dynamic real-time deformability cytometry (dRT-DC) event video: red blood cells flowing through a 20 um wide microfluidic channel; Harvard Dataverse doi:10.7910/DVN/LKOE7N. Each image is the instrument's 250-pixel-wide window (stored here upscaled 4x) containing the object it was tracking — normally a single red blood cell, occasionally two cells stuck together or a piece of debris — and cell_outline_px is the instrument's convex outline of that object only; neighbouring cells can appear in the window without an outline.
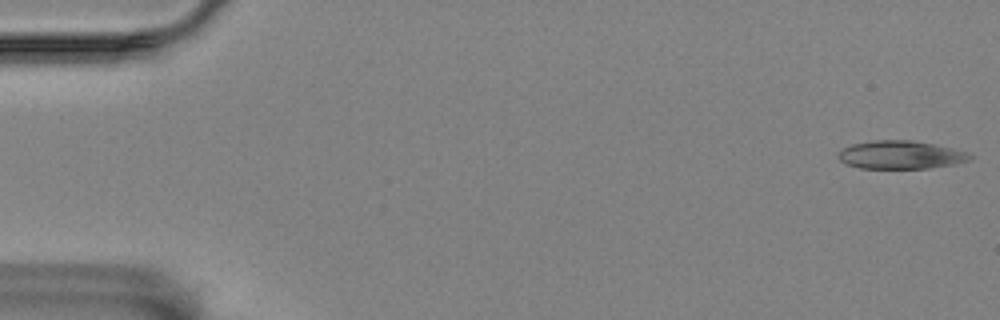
{"species": "Egyptian fruit bat (a non-hibernating species)", "species_latin": "Rousettus aegyptiacus", "temperature_condition": "room temperature", "stored_images_in_passage": 58, "camera_frame_rate_fps": 3000, "um_per_image_px": 0.085, "animal": {"sex": "female"}, "frame": {"image": 1, "passage_image": 1, "time_ms": 0.0, "image_size_px": [1000, 320], "cell_outline_px": [[976, 156], [972, 160], [956, 164], [928, 168], [860, 168], [844, 164], [836, 156], [840, 148], [852, 144], [872, 140], [912, 140], [972, 152]], "centroid_in_image_um": [76.58, 13.16], "position_along_channel_um": 8.4, "area_um2": 22.08}}
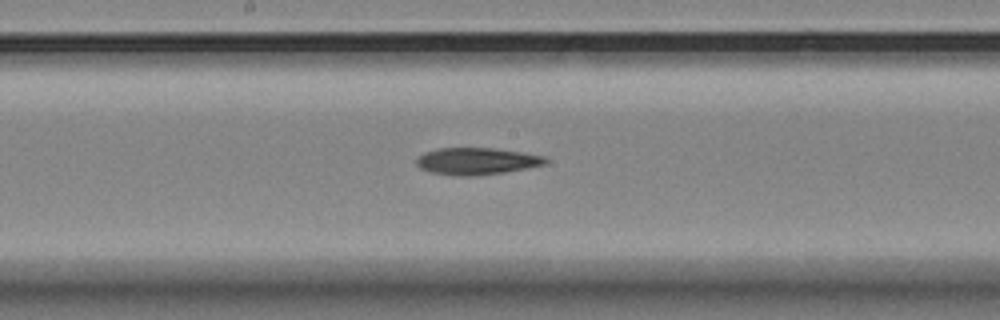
{"frame": {"image": 2, "passage_image": 30, "time_ms": 9.667, "image_size_px": [1000, 320], "cell_outline_px": [[548, 160], [544, 164], [504, 172], [476, 176], [452, 176], [432, 172], [420, 168], [416, 164], [416, 160], [424, 152], [440, 148], [492, 148], [524, 152], [548, 156]], "centroid_in_image_um": [40.52, 13.7], "position_along_channel_um": 207.7, "area_um2": 20.29}}
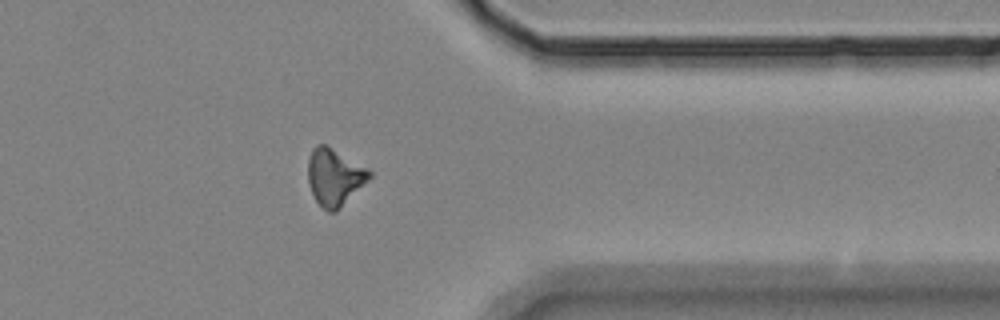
{"frame": {"image": 3, "passage_image": 46, "time_ms": 15.0, "image_size_px": [1000, 320], "cell_outline_px": [[372, 176], [336, 212], [328, 212], [316, 200], [308, 184], [308, 160], [312, 148], [316, 144], [324, 144], [368, 168], [372, 172]], "centroid_in_image_um": [28.42, 15.04], "position_along_channel_um": 383.0, "area_um2": 20.17}}